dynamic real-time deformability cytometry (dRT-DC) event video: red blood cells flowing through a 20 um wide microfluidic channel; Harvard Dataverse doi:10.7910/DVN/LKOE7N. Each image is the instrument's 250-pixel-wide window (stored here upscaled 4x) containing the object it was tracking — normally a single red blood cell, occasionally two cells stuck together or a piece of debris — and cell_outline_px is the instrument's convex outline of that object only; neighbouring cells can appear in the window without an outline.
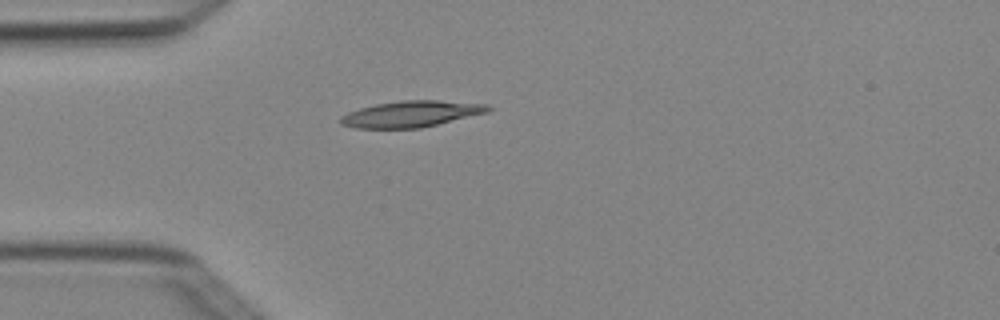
{"species": "Egyptian fruit bat (a non-hibernating species)", "species_latin": "Rousettus aegyptiacus", "temperature_condition": "cold", "stored_images_in_passage": 1, "camera_frame_rate_fps": 3000, "um_per_image_px": 0.085, "animal": {"sex": "female"}, "frame": {"image": 1, "passage_image": 1, "time_ms": 0.0, "image_size_px": [1000, 320], "cell_outline_px": [[492, 108], [488, 112], [420, 128], [356, 128], [340, 124], [340, 116], [348, 112], [360, 108], [376, 104], [400, 100], [440, 100], [488, 104]], "centroid_in_image_um": [34.94, 9.68], "position_along_channel_um": 50.1, "area_um2": 22.48}}